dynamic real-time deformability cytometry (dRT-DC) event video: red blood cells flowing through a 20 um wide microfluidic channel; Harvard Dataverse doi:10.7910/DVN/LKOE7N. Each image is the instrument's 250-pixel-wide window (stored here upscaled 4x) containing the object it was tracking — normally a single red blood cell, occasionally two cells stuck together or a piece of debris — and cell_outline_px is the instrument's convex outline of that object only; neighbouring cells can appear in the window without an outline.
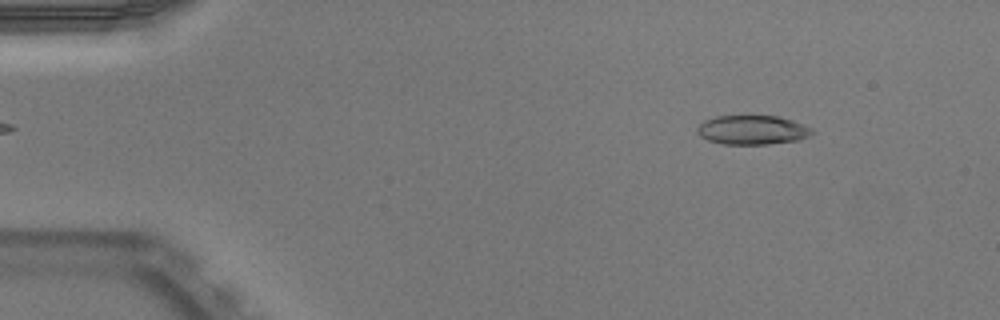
{"species": "Egyptian fruit bat (a non-hibernating species)", "species_latin": "Rousettus aegyptiacus", "temperature_condition": "warm", "stored_images_in_passage": 14, "camera_frame_rate_fps": 3000, "um_per_image_px": 0.085, "animal": {"sex": "male"}, "frame": {"image": 1, "passage_image": 6, "time_ms": 1.667, "image_size_px": [1000, 320], "cell_outline_px": [[816, 132], [800, 140], [768, 144], [724, 144], [708, 140], [700, 136], [696, 132], [696, 128], [704, 120], [716, 116], [776, 116], [792, 120], [804, 124], [812, 128]], "centroid_in_image_um": [63.96, 11.05], "position_along_channel_um": 21.0, "area_um2": 19.65}}